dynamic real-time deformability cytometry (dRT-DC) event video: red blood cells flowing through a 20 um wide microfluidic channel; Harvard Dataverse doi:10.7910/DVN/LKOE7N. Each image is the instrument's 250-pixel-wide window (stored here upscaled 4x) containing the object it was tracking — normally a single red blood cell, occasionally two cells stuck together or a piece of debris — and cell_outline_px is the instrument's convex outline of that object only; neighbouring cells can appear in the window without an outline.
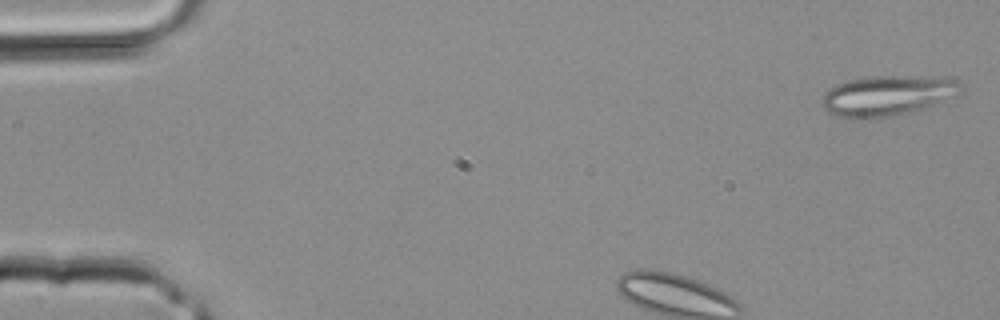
{"species": "common noctule bat (a hibernating species)", "species_latin": "Nyctalus noctula", "temperature_condition": "room temperature", "stored_images_in_passage": 3, "camera_frame_rate_fps": 3000, "um_per_image_px": 0.085, "animal": {"sex": "male", "body_mass_g": 20.4}, "frame": {"image": 1, "passage_image": 1, "time_ms": 0.0, "image_size_px": [1000, 320], "cell_outline_px": [[956, 96], [908, 112], [888, 116], [852, 120], [836, 116], [828, 112], [824, 108], [824, 92], [828, 88], [836, 84], [848, 80], [868, 76], [944, 76], [956, 80]], "centroid_in_image_um": [75.33, 8.11], "position_along_channel_um": 9.7, "area_um2": 32.19}}
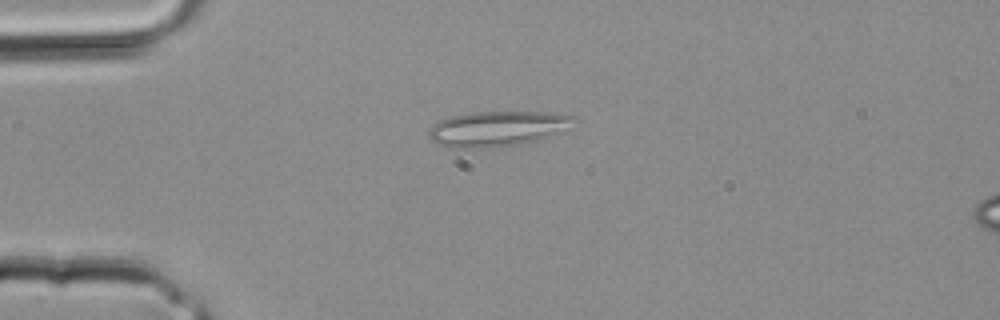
{"frame": {"image": 2, "passage_image": 3, "time_ms": 0.667, "image_size_px": [1000, 320], "cell_outline_px": [[576, 116], [556, 132], [536, 140], [520, 144], [500, 148], [444, 148], [432, 140], [428, 136], [428, 128], [432, 124], [440, 120], [452, 116], [472, 112], [548, 112]], "centroid_in_image_um": [42.1, 10.96], "position_along_channel_um": 42.9, "area_um2": 29.48}}